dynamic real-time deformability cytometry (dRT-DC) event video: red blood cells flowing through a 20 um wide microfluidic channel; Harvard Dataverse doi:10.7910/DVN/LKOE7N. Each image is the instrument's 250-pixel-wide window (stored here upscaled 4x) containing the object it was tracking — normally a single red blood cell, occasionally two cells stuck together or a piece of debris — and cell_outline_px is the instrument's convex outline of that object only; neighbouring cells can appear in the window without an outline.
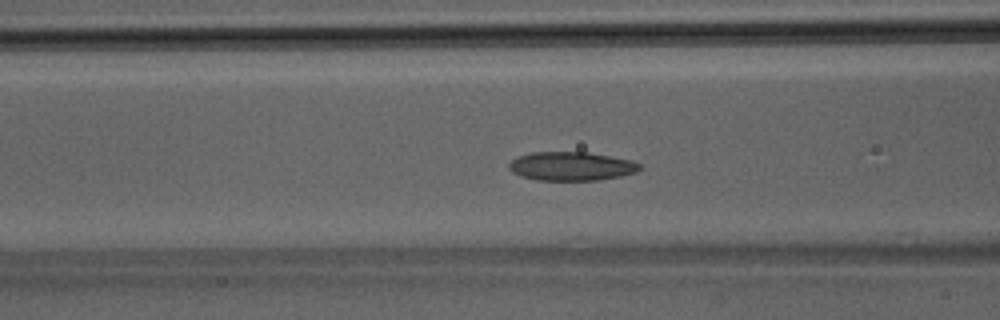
{"species": "Egyptian fruit bat (a non-hibernating species)", "species_latin": "Rousettus aegyptiacus", "temperature_condition": "room temperature", "stored_images_in_passage": 35, "camera_frame_rate_fps": 3000, "um_per_image_px": 0.085, "animal": {"sex": "male"}, "frame": {"image": 1, "passage_image": 11, "time_ms": 3.333, "image_size_px": [1000, 320], "cell_outline_px": [[640, 168], [636, 172], [620, 176], [596, 180], [536, 180], [520, 176], [512, 172], [508, 168], [508, 164], [516, 156], [532, 152], [588, 152], [632, 160], [640, 164]], "centroid_in_image_um": [48.52, 14.12], "position_along_channel_um": 118.1, "area_um2": 21.96}}
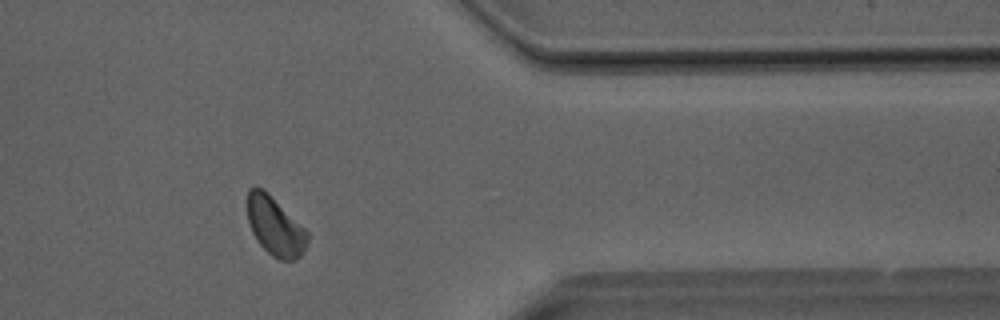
{"frame": {"image": 2, "passage_image": 28, "time_ms": 9.0, "image_size_px": [1000, 320], "cell_outline_px": [[308, 244], [300, 256], [296, 260], [280, 260], [272, 256], [260, 244], [252, 232], [248, 220], [248, 188], [256, 184], [264, 188], [308, 232]], "centroid_in_image_um": [23.38, 19.21], "position_along_channel_um": 388.0, "area_um2": 20.58}}
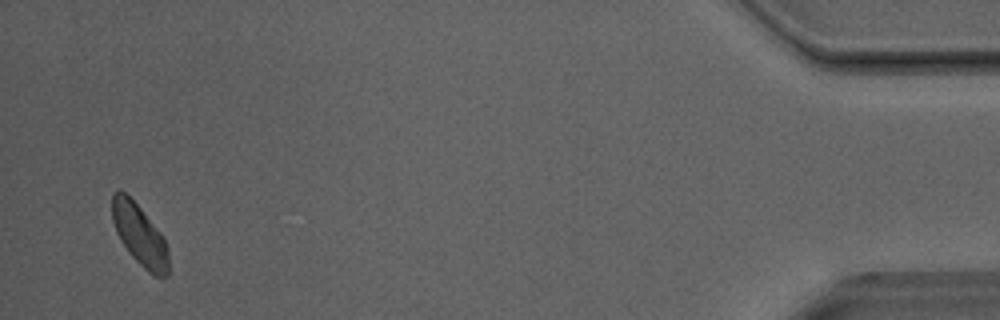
{"frame": {"image": 3, "passage_image": 34, "time_ms": 11.0, "image_size_px": [1000, 320], "cell_outline_px": [[168, 276], [152, 276], [128, 252], [120, 240], [116, 232], [112, 220], [112, 192], [124, 192], [140, 208], [160, 232], [168, 248]], "centroid_in_image_um": [11.86, 20.0], "position_along_channel_um": 423.3, "area_um2": 19.83}}